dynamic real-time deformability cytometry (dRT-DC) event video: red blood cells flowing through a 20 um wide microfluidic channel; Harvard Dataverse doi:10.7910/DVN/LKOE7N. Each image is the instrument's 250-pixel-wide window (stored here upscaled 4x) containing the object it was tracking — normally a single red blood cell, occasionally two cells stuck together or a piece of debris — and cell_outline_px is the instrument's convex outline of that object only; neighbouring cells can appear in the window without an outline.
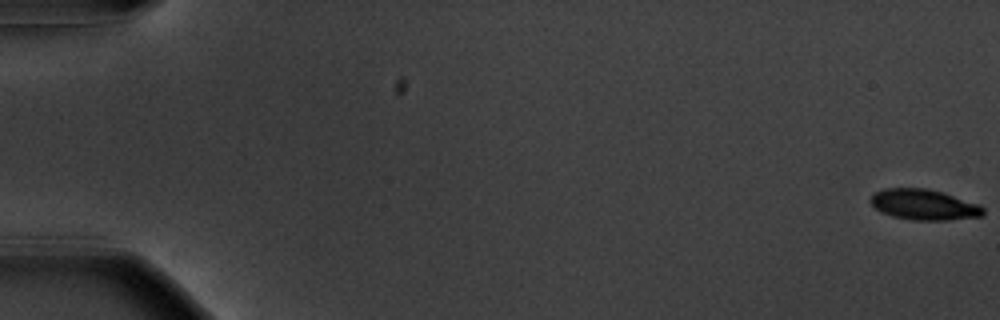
{"species": "common noctule bat (a hibernating species)", "species_latin": "Nyctalus noctula", "temperature_condition": "warm", "stored_images_in_passage": 52, "camera_frame_rate_fps": 3000, "um_per_image_px": 0.085, "animal": {"sex": "male", "body_mass_g": 20.1, "forearm_length_mm": 53.5}, "frame": {"image": 1, "passage_image": 1, "time_ms": 0.0, "image_size_px": [1000, 320], "cell_outline_px": [[984, 216], [948, 220], [912, 220], [892, 216], [880, 212], [868, 200], [876, 192], [884, 188], [924, 188], [940, 192], [980, 204], [984, 208]], "centroid_in_image_um": [78.54, 17.4], "position_along_channel_um": 6.5, "area_um2": 20.06}}
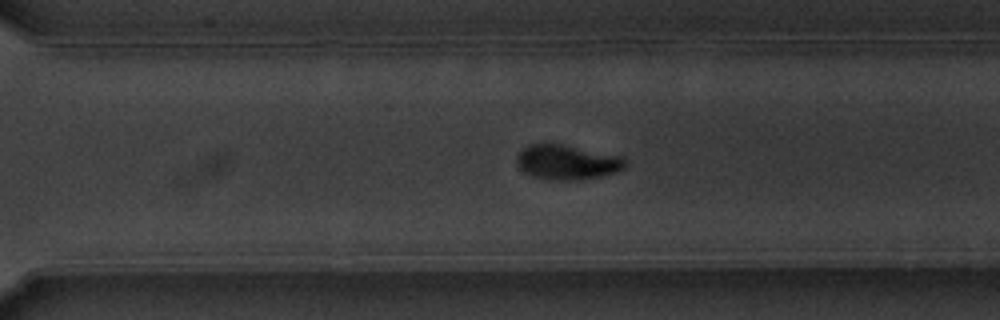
{"frame": {"image": 2, "passage_image": 41, "time_ms": 13.333, "image_size_px": [1000, 320], "cell_outline_px": [[628, 164], [624, 168], [616, 172], [600, 176], [576, 180], [556, 180], [532, 176], [524, 172], [516, 164], [516, 156], [528, 144], [560, 144], [624, 156]], "centroid_in_image_um": [48.22, 13.78], "position_along_channel_um": 322.4, "area_um2": 21.96}}
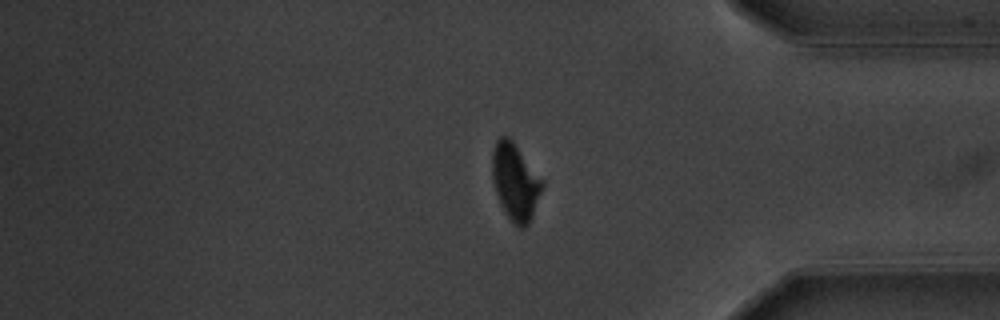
{"frame": {"image": 3, "passage_image": 48, "time_ms": 15.667, "image_size_px": [1000, 320], "cell_outline_px": [[544, 184], [532, 216], [528, 224], [524, 228], [520, 228], [504, 212], [500, 204], [492, 180], [492, 152], [496, 140], [504, 132], [512, 140], [544, 180]], "centroid_in_image_um": [43.79, 15.41], "position_along_channel_um": 391.4, "area_um2": 22.43}}